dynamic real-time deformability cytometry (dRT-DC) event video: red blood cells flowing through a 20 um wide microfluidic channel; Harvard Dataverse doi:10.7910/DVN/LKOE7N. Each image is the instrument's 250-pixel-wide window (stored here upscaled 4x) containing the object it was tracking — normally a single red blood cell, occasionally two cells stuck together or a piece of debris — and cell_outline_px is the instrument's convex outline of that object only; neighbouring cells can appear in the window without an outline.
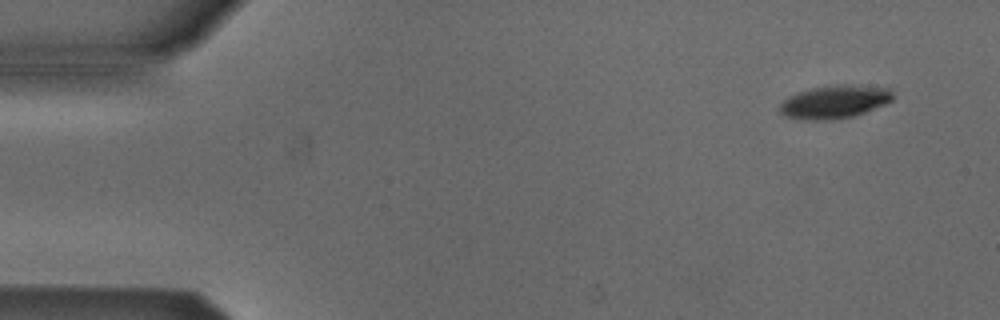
{"species": "Egyptian fruit bat (a non-hibernating species)", "species_latin": "Rousettus aegyptiacus", "temperature_condition": "cold", "stored_images_in_passage": 4, "camera_frame_rate_fps": 3000, "um_per_image_px": 0.085, "animal": {"sex": "male"}, "frame": {"image": 1, "passage_image": 1, "time_ms": 0.0, "image_size_px": [1000, 320], "cell_outline_px": [[892, 100], [884, 104], [864, 112], [852, 116], [832, 120], [804, 120], [784, 116], [780, 112], [780, 104], [784, 100], [800, 92], [812, 88], [832, 84], [852, 84], [892, 88]], "centroid_in_image_um": [70.95, 8.64], "position_along_channel_um": 14.0, "area_um2": 21.79}}
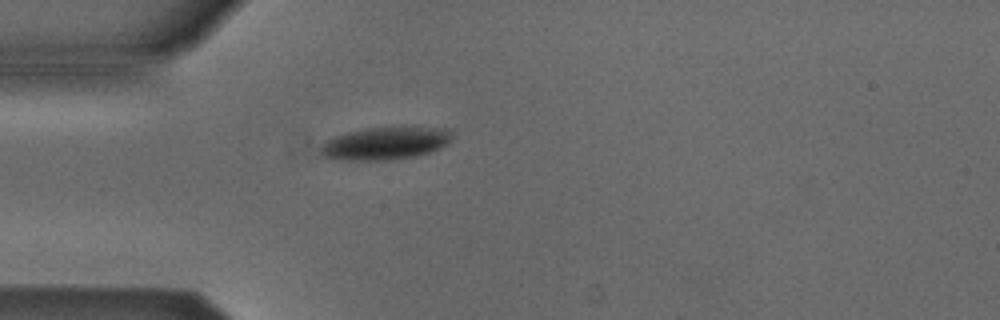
{"frame": {"image": 2, "passage_image": 4, "time_ms": 1.0, "image_size_px": [1000, 320], "cell_outline_px": [[452, 140], [448, 144], [440, 148], [416, 156], [388, 160], [344, 160], [324, 156], [320, 152], [320, 148], [328, 140], [336, 136], [348, 132], [368, 128], [404, 124], [412, 124], [448, 128], [452, 132]], "centroid_in_image_um": [32.89, 12.12], "position_along_channel_um": 52.1, "area_um2": 25.84}}